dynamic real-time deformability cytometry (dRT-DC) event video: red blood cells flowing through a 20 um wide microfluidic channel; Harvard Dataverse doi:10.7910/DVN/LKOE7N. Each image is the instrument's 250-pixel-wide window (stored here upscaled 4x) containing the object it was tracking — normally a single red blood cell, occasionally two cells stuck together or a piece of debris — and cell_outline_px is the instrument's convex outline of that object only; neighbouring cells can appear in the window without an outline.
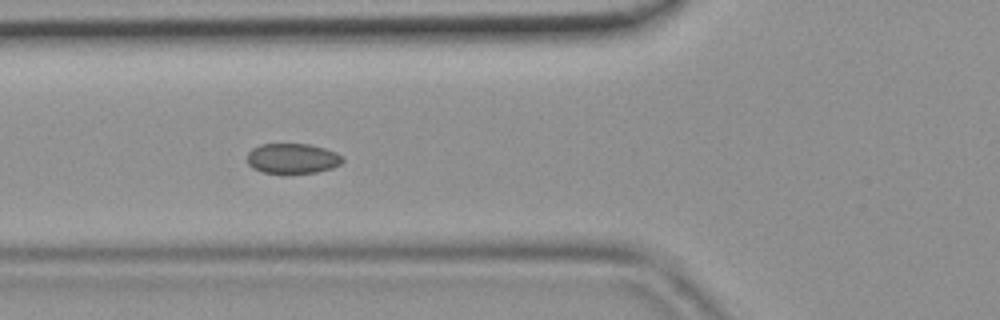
{"species": "common noctule bat (a hibernating species)", "species_latin": "Nyctalus noctula", "temperature_condition": "room temperature", "stored_images_in_passage": 33, "camera_frame_rate_fps": 3000, "um_per_image_px": 0.085, "animal": {"sex": "female", "body_mass_g": 19.9}, "frame": {"image": 1, "passage_image": 4, "time_ms": 1.0, "image_size_px": [1000, 320], "cell_outline_px": [[344, 160], [340, 164], [332, 168], [316, 172], [284, 176], [264, 172], [252, 168], [248, 164], [248, 152], [252, 148], [260, 144], [308, 144], [324, 148], [336, 152], [344, 156]], "centroid_in_image_um": [24.86, 13.5], "position_along_channel_um": 100.9, "area_um2": 17.34}}
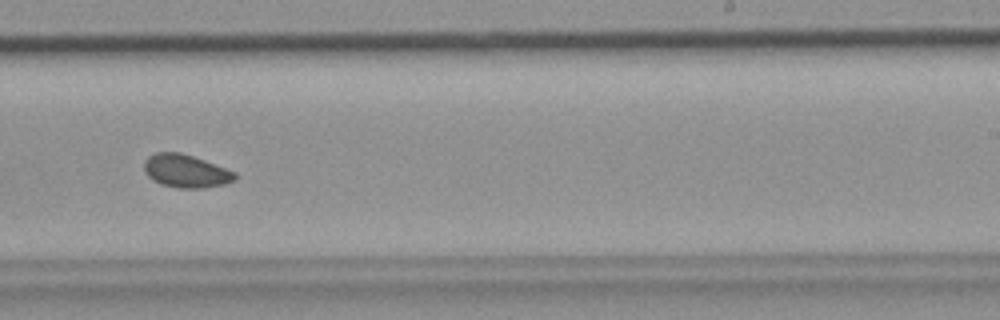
{"frame": {"image": 2, "passage_image": 16, "time_ms": 5.0, "image_size_px": [1000, 320], "cell_outline_px": [[236, 180], [224, 184], [204, 188], [180, 188], [160, 184], [152, 180], [144, 172], [144, 160], [148, 156], [156, 152], [180, 152], [204, 160], [236, 172]], "centroid_in_image_um": [15.78, 14.54], "position_along_channel_um": 273.2, "area_um2": 17.57}}
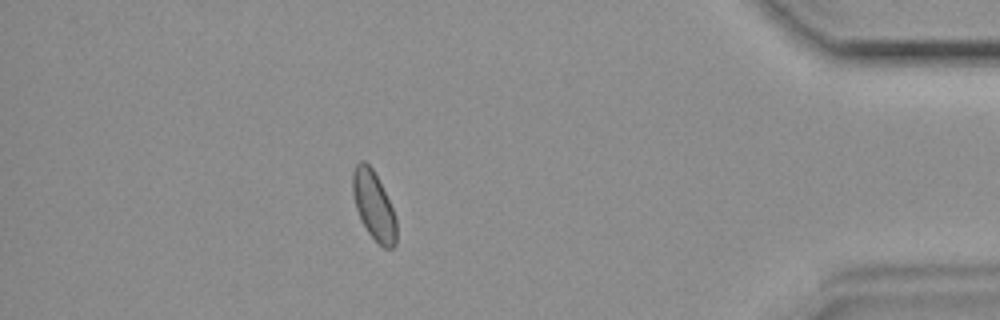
{"frame": {"image": 3, "passage_image": 28, "time_ms": 9.0, "image_size_px": [1000, 320], "cell_outline_px": [[396, 244], [392, 248], [384, 248], [368, 232], [360, 220], [356, 208], [352, 192], [352, 172], [356, 164], [360, 160], [364, 160], [372, 168], [396, 216]], "centroid_in_image_um": [31.75, 17.47], "position_along_channel_um": 403.5, "area_um2": 17.28}}